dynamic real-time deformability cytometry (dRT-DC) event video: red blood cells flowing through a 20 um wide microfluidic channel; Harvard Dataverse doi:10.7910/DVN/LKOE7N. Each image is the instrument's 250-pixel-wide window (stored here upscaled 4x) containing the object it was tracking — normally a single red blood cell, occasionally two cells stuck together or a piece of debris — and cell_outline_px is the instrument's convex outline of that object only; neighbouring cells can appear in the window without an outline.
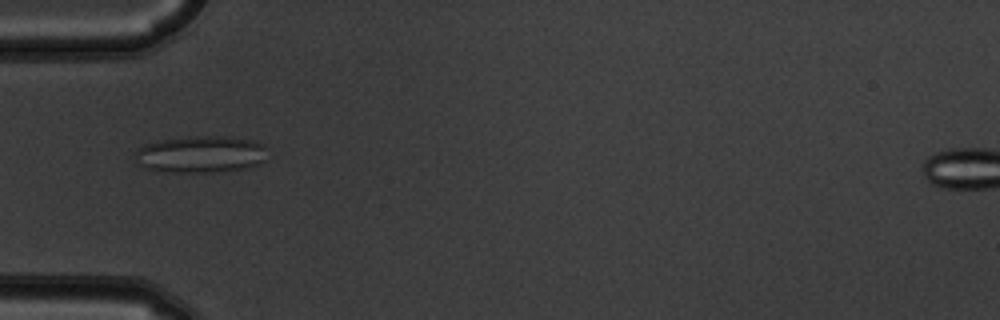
{"species": "common noctule bat (a hibernating species)", "species_latin": "Nyctalus noctula", "temperature_condition": "warm", "stored_images_in_passage": 6, "camera_frame_rate_fps": 3000, "um_per_image_px": 0.085, "animal": {"sex": "male", "body_mass_g": 19.5, "forearm_length_mm": 54.6}, "frame": {"image": 1, "passage_image": 2, "time_ms": 0.333, "image_size_px": [1000, 320], "cell_outline_px": [[268, 160], [260, 164], [248, 168], [224, 172], [172, 172], [148, 168], [136, 164], [132, 152], [136, 148], [144, 144], [160, 140], [188, 136], [232, 136], [252, 140], [264, 144]], "centroid_in_image_um": [17.08, 13.11], "position_along_channel_um": 67.9, "area_um2": 29.3}}
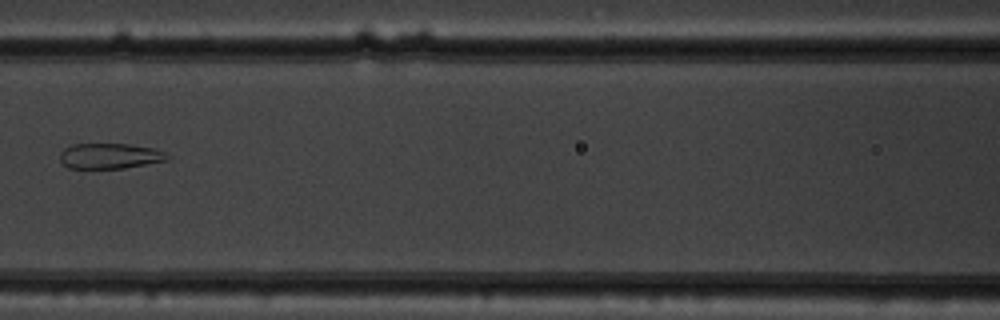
{"frame": {"image": 2, "passage_image": 4, "time_ms": 1.0, "image_size_px": [1000, 320], "cell_outline_px": [[172, 156], [168, 160], [124, 168], [68, 168], [60, 164], [60, 152], [64, 148], [72, 144], [128, 144], [152, 148], [164, 152]], "centroid_in_image_um": [9.31, 13.26], "position_along_channel_um": 157.3, "area_um2": 16.01}}
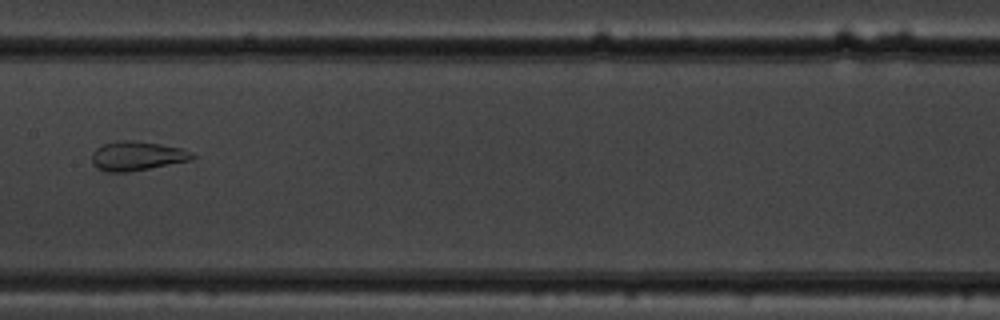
{"frame": {"image": 3, "passage_image": 5, "time_ms": 1.333, "image_size_px": [1000, 320], "cell_outline_px": [[200, 156], [192, 160], [128, 172], [108, 172], [96, 168], [92, 164], [92, 152], [96, 148], [104, 144], [116, 140], [132, 140], [160, 144], [180, 148]], "centroid_in_image_um": [11.64, 13.25], "position_along_channel_um": 195.8, "area_um2": 17.22}}